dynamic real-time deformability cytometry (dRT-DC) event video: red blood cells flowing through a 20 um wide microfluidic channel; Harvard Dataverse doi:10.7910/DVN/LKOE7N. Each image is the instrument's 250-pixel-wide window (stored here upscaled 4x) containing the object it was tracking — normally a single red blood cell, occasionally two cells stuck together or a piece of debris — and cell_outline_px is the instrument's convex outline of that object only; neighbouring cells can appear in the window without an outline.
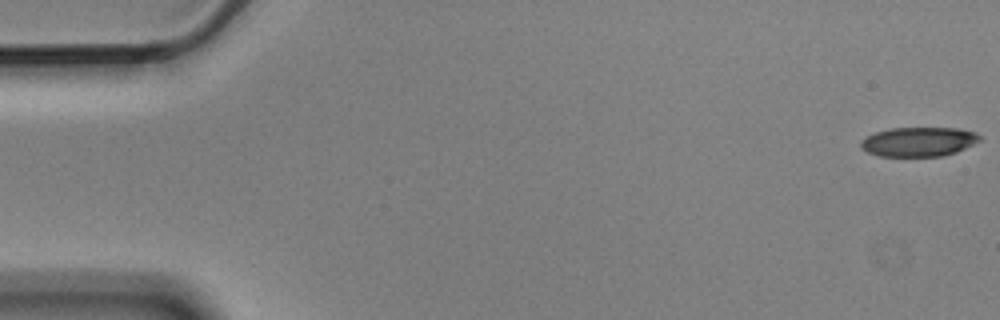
{"species": "Egyptian fruit bat (a non-hibernating species)", "species_latin": "Rousettus aegyptiacus", "temperature_condition": "cold", "stored_images_in_passage": 3, "camera_frame_rate_fps": 3000, "um_per_image_px": 0.085, "animal": {"sex": "male"}, "frame": {"image": 1, "passage_image": 1, "time_ms": 0.0, "image_size_px": [1000, 320], "cell_outline_px": [[980, 140], [956, 152], [940, 156], [880, 156], [868, 152], [860, 144], [860, 140], [876, 132], [892, 128], [956, 128], [976, 132], [980, 136]], "centroid_in_image_um": [78.09, 12.04], "position_along_channel_um": 6.9, "area_um2": 20.06}}
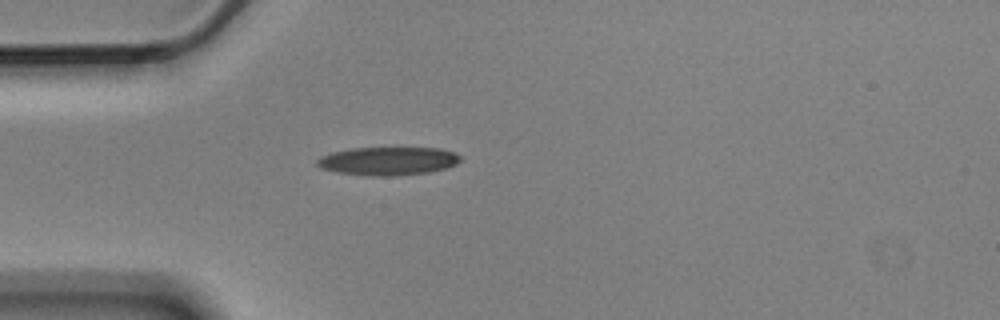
{"frame": {"image": 2, "passage_image": 3, "time_ms": 0.667, "image_size_px": [1000, 320], "cell_outline_px": [[460, 160], [456, 164], [448, 168], [428, 172], [392, 176], [376, 176], [340, 172], [320, 168], [316, 164], [316, 160], [320, 156], [332, 152], [352, 148], [440, 148], [452, 152], [460, 156]], "centroid_in_image_um": [32.98, 13.68], "position_along_channel_um": 52.0, "area_um2": 23.47}}